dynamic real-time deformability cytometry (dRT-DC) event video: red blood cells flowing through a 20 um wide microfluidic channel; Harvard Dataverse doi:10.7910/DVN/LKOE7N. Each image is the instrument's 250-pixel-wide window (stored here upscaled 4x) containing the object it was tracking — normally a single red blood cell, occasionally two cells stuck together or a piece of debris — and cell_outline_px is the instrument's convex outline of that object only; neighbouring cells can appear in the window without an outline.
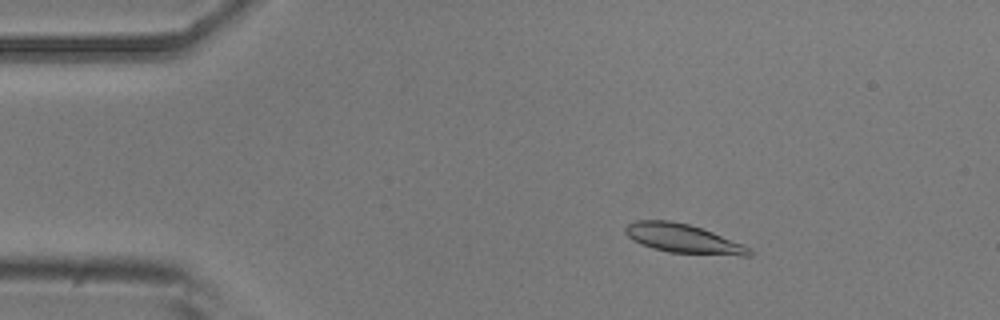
{"species": "common noctule bat (a hibernating species)", "species_latin": "Nyctalus noctula", "temperature_condition": "room temperature", "stored_images_in_passage": 19, "camera_frame_rate_fps": 3000, "um_per_image_px": 0.085, "animal": {"sex": "male", "body_mass_g": 20.5, "forearm_length_mm": 52.5}, "frame": {"image": 1, "passage_image": 8, "time_ms": 2.333, "image_size_px": [1000, 320], "cell_outline_px": [[752, 256], [740, 256], [668, 252], [652, 248], [640, 244], [632, 240], [624, 232], [624, 228], [628, 224], [636, 220], [668, 220], [688, 224], [712, 232], [744, 244], [752, 248]], "centroid_in_image_um": [58.08, 20.29], "position_along_channel_um": 26.9, "area_um2": 21.1}}
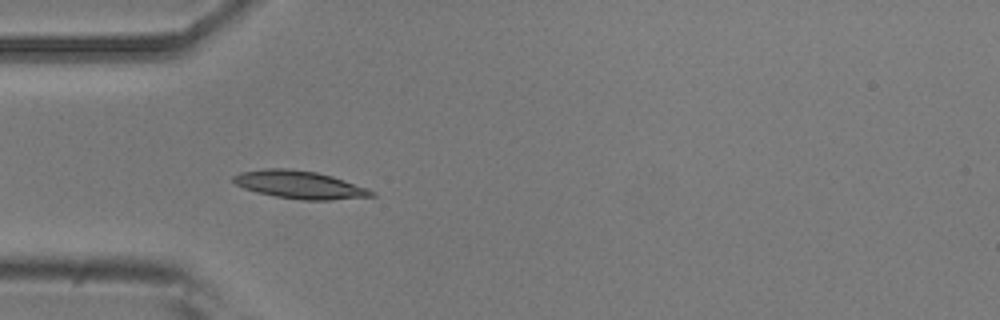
{"frame": {"image": 2, "passage_image": 15, "time_ms": 4.667, "image_size_px": [1000, 320], "cell_outline_px": [[376, 196], [328, 200], [300, 200], [276, 196], [256, 192], [244, 188], [236, 184], [232, 180], [232, 176], [240, 172], [264, 168], [288, 168], [316, 172], [332, 176], [368, 188], [376, 192]], "centroid_in_image_um": [25.47, 15.7], "position_along_channel_um": 59.5, "area_um2": 22.48}}
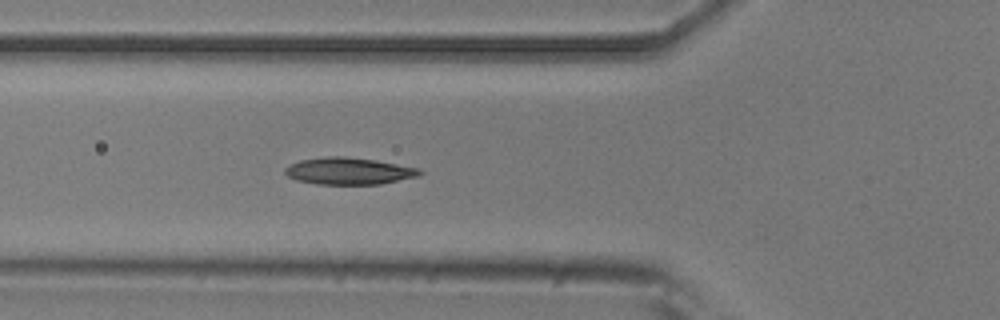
{"frame": {"image": 3, "passage_image": 18, "time_ms": 5.667, "image_size_px": [1000, 320], "cell_outline_px": [[424, 172], [420, 176], [380, 184], [316, 184], [296, 180], [288, 176], [284, 172], [284, 168], [300, 160], [328, 156], [344, 156], [376, 160], [420, 168]], "centroid_in_image_um": [29.68, 14.54], "position_along_channel_um": 96.1, "area_um2": 21.21}}